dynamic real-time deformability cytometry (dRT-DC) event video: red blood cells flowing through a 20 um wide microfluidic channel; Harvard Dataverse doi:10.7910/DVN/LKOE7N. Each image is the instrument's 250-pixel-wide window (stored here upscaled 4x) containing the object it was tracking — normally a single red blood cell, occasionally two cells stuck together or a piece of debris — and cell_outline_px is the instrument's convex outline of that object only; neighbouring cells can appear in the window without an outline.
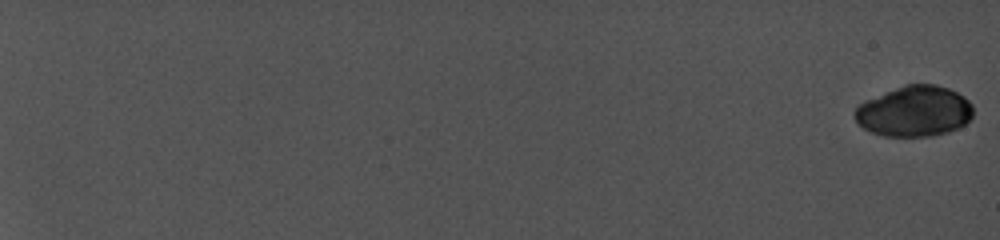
{"species": "common noctule bat (a hibernating species)", "species_latin": "Nyctalus noctula", "temperature_condition": "cold", "stored_images_in_passage": 12, "camera_frame_rate_fps": 5000, "um_per_image_px": 0.085, "animal": {"sex": "female", "body_mass_g": 19.0, "forearm_length_mm": 56.7}, "frame": {"image": 1, "passage_image": 1, "time_ms": 0.0, "image_size_px": [1000, 240], "cell_outline_px": [[972, 116], [960, 128], [948, 132], [932, 136], [884, 136], [872, 132], [864, 128], [856, 120], [852, 112], [864, 100], [904, 84], [936, 84], [948, 88], [964, 96], [972, 104]], "centroid_in_image_um": [77.71, 9.45], "position_along_channel_um": 7.3, "area_um2": 35.08}}